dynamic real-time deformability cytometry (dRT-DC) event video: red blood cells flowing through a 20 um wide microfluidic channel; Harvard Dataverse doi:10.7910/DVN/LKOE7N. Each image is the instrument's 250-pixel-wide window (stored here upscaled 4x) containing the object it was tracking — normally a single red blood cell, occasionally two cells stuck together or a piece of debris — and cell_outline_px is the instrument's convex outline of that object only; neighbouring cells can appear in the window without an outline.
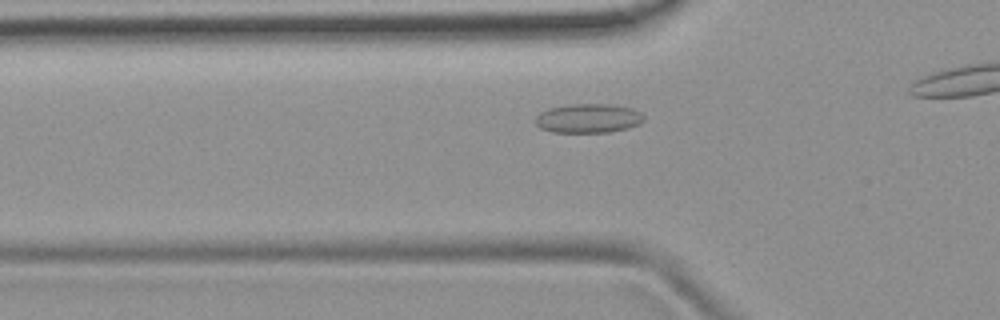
{"species": "common noctule bat (a hibernating species)", "species_latin": "Nyctalus noctula", "temperature_condition": "room temperature", "stored_images_in_passage": 15, "camera_frame_rate_fps": 3000, "um_per_image_px": 0.085, "animal": {"sex": "female", "body_mass_g": 19.9}, "frame": {"image": 1, "passage_image": 3, "time_ms": 0.667, "image_size_px": [1000, 320], "cell_outline_px": [[644, 120], [640, 124], [628, 128], [608, 132], [552, 132], [540, 128], [536, 124], [536, 116], [540, 112], [548, 108], [568, 104], [608, 104], [632, 108], [640, 112], [644, 116]], "centroid_in_image_um": [50.0, 10.05], "position_along_channel_um": 75.8, "area_um2": 18.5}}
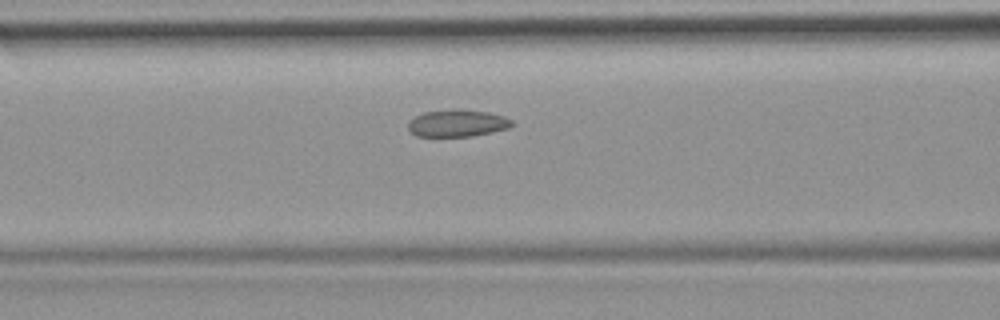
{"frame": {"image": 2, "passage_image": 7, "time_ms": 2.0, "image_size_px": [1000, 320], "cell_outline_px": [[512, 124], [508, 128], [472, 136], [416, 136], [408, 128], [408, 124], [416, 116], [424, 112], [452, 108], [488, 112], [504, 116], [512, 120]], "centroid_in_image_um": [38.87, 10.46], "position_along_channel_um": 127.7, "area_um2": 16.24}}
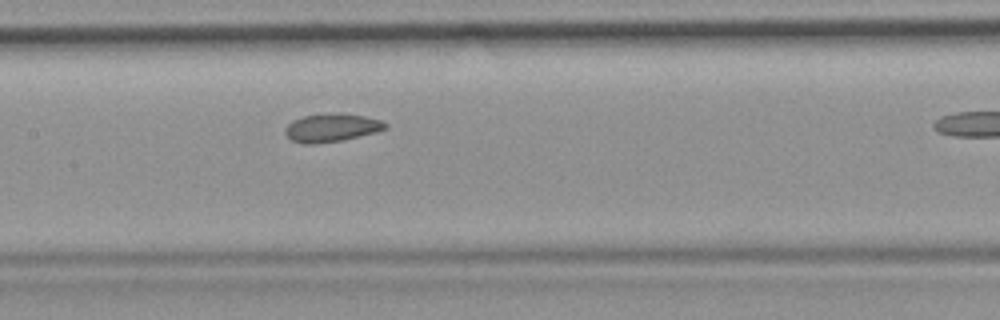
{"frame": {"image": 3, "passage_image": 11, "time_ms": 3.333, "image_size_px": [1000, 320], "cell_outline_px": [[388, 128], [376, 132], [340, 140], [316, 144], [304, 144], [292, 140], [284, 132], [284, 128], [292, 120], [304, 116], [340, 112], [364, 116], [380, 120], [388, 124]], "centroid_in_image_um": [28.18, 10.85], "position_along_channel_um": 179.2, "area_um2": 16.42}}